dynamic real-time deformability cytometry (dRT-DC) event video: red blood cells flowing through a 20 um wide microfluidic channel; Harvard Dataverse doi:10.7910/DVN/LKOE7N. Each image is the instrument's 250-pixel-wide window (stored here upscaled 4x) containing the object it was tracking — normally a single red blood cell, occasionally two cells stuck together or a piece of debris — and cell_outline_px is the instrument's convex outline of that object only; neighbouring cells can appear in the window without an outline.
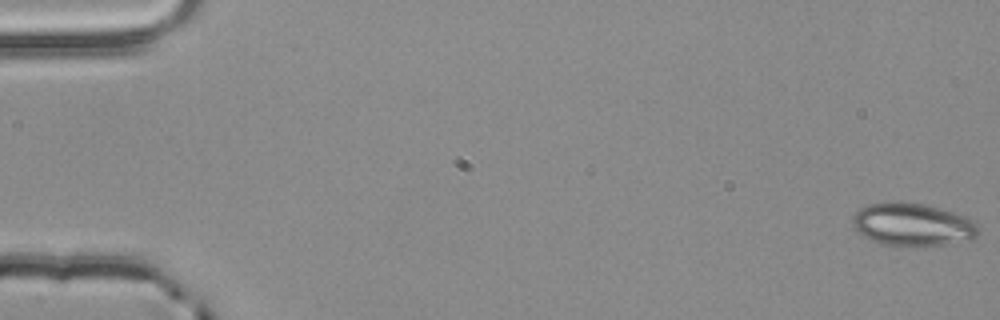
{"species": "common noctule bat (a hibernating species)", "species_latin": "Nyctalus noctula", "temperature_condition": "room temperature", "stored_images_in_passage": 53, "camera_frame_rate_fps": 3000, "um_per_image_px": 0.085, "animal": {"sex": "male", "body_mass_g": 20.4}, "frame": {"image": 1, "passage_image": 1, "time_ms": 0.0, "image_size_px": [1000, 320], "cell_outline_px": [[980, 232], [972, 240], [940, 244], [880, 244], [864, 236], [852, 224], [852, 216], [860, 208], [868, 204], [884, 200], [900, 200], [924, 204], [952, 212], [964, 216], [976, 224]], "centroid_in_image_um": [77.53, 19.03], "position_along_channel_um": 7.5, "area_um2": 31.1}}
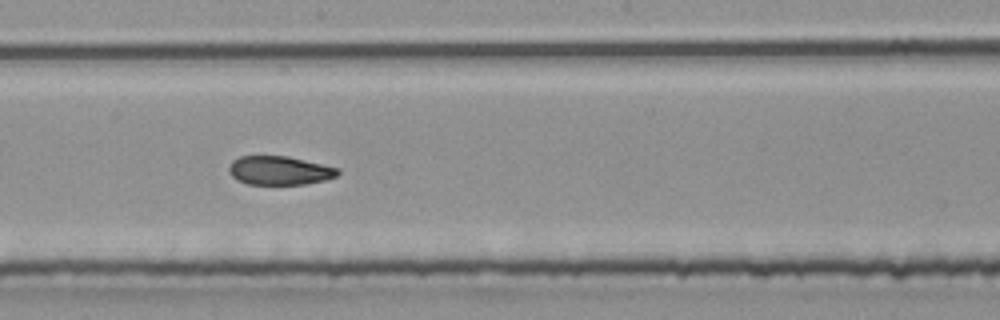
{"frame": {"image": 2, "passage_image": 31, "time_ms": 10.0, "image_size_px": [1000, 320], "cell_outline_px": [[340, 172], [336, 176], [324, 180], [304, 184], [248, 184], [236, 180], [228, 172], [228, 168], [232, 160], [240, 156], [288, 156], [340, 168]], "centroid_in_image_um": [23.74, 14.49], "position_along_channel_um": 224.5, "area_um2": 18.32}}
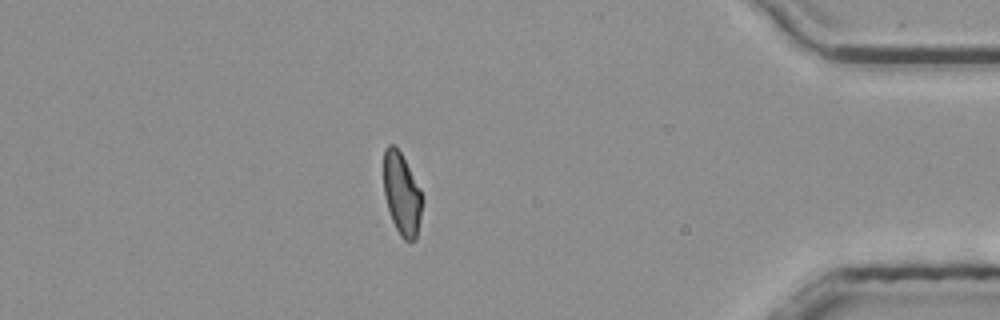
{"frame": {"image": 3, "passage_image": 48, "time_ms": 15.667, "image_size_px": [1000, 320], "cell_outline_px": [[420, 216], [416, 240], [404, 240], [400, 236], [392, 220], [384, 196], [384, 148], [388, 144], [392, 144], [400, 152], [420, 188]], "centroid_in_image_um": [34.12, 16.48], "position_along_channel_um": 401.1, "area_um2": 17.98}, "authors_computed_cell_mechanics": {"area_um2": 20.0566, "velocity_mm_per_s": 3.8596, "shape_relaxation_time_tau1_ms": 8.6976, "shape_relaxation_time_tau2_ms": 2.6821, "deformation_change_tau1": 0.1784, "deformation_change_tau2": 0.0746}}